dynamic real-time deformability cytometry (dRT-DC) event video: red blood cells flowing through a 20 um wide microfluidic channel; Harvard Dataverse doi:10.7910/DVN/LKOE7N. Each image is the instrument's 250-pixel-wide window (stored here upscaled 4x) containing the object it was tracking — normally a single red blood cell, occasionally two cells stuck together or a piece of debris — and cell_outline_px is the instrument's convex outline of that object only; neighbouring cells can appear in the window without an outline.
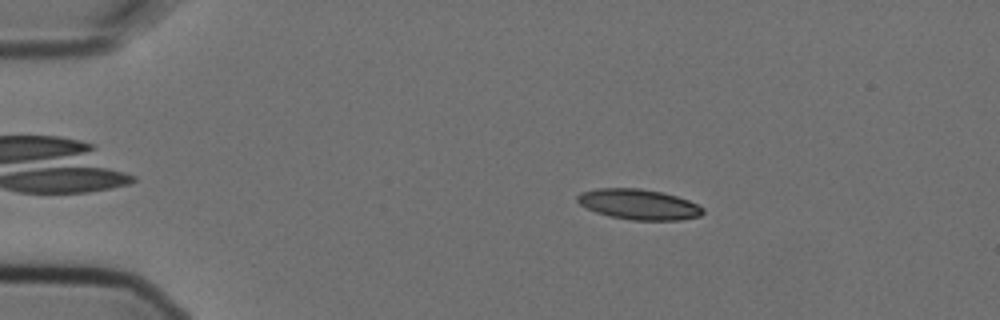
{"species": "Egyptian fruit bat (a non-hibernating species)", "species_latin": "Rousettus aegyptiacus", "temperature_condition": "cold", "stored_images_in_passage": 9, "camera_frame_rate_fps": 3000, "um_per_image_px": 0.085, "animal": {"sex": "female"}, "frame": {"image": 1, "passage_image": 3, "time_ms": 0.667, "image_size_px": [1000, 320], "cell_outline_px": [[704, 212], [700, 216], [680, 220], [632, 220], [608, 216], [596, 212], [580, 204], [576, 200], [576, 196], [580, 192], [596, 188], [640, 188], [660, 192], [676, 196], [688, 200], [704, 208]], "centroid_in_image_um": [54.27, 17.37], "position_along_channel_um": 30.7, "area_um2": 22.25}}
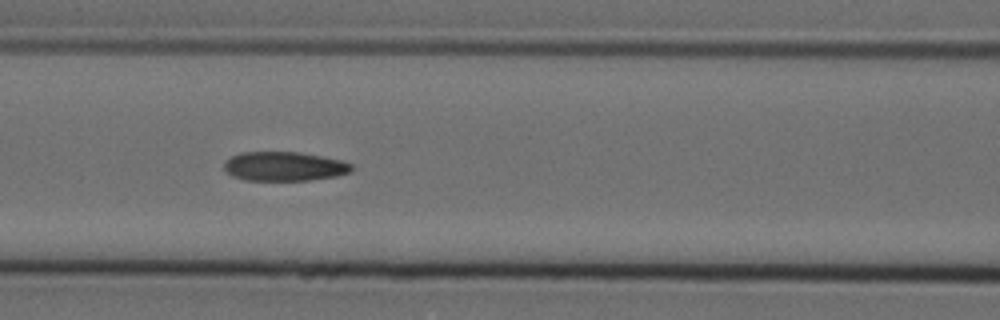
{"frame": {"image": 2, "passage_image": 7, "time_ms": 2.0, "image_size_px": [1000, 320], "cell_outline_px": [[352, 172], [336, 176], [308, 180], [244, 180], [232, 176], [224, 172], [224, 160], [240, 152], [300, 152], [340, 160], [352, 164]], "centroid_in_image_um": [24.12, 14.14], "position_along_channel_um": 142.5, "area_um2": 21.79}}
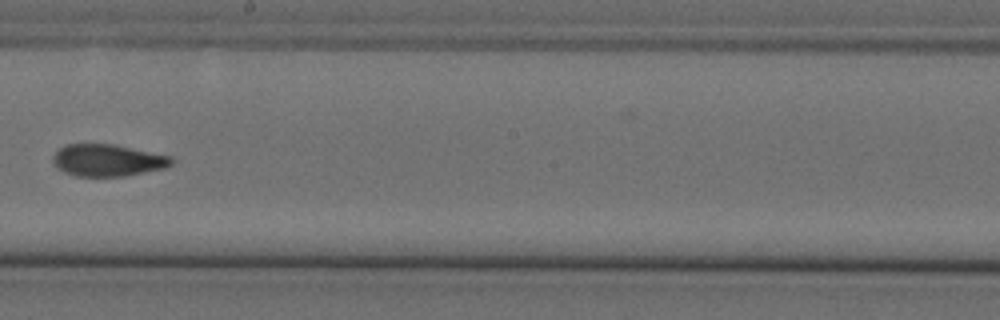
{"frame": {"image": 3, "passage_image": 9, "time_ms": 2.667, "image_size_px": [1000, 320], "cell_outline_px": [[172, 164], [164, 168], [124, 176], [76, 176], [64, 172], [56, 168], [52, 160], [52, 156], [64, 144], [112, 144], [172, 156]], "centroid_in_image_um": [9.11, 13.62], "position_along_channel_um": 239.1, "area_um2": 22.02}}